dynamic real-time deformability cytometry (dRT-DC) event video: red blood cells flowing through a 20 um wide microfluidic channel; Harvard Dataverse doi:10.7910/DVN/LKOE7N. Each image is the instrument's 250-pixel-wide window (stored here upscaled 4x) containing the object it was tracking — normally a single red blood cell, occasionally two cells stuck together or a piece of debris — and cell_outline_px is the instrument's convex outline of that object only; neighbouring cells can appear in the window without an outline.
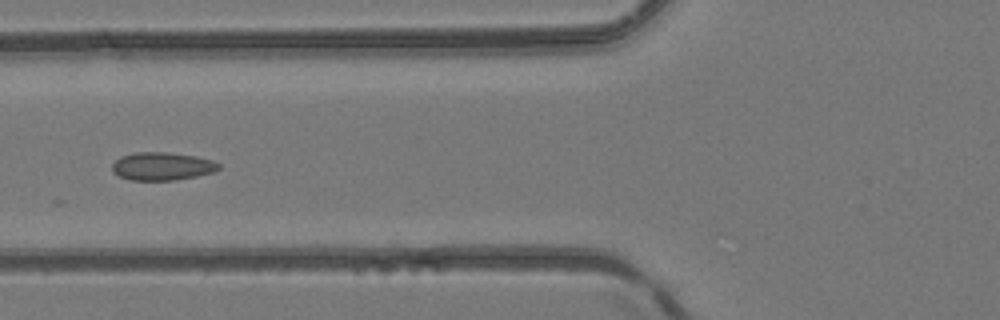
{"species": "common noctule bat (a hibernating species)", "species_latin": "Nyctalus noctula", "temperature_condition": "room temperature", "stored_images_in_passage": 6, "camera_frame_rate_fps": 3000, "um_per_image_px": 0.085, "animal": {"sex": "female", "body_mass_g": 24.6, "forearm_length_mm": 56.2}, "frame": {"image": 1, "passage_image": 6, "time_ms": 5.667, "image_size_px": [1000, 320], "cell_outline_px": [[220, 168], [212, 172], [196, 176], [176, 180], [128, 180], [112, 172], [112, 164], [120, 156], [132, 152], [164, 152], [196, 156], [212, 160], [220, 164]], "centroid_in_image_um": [13.75, 14.13], "position_along_channel_um": 112.1, "area_um2": 17.46}}